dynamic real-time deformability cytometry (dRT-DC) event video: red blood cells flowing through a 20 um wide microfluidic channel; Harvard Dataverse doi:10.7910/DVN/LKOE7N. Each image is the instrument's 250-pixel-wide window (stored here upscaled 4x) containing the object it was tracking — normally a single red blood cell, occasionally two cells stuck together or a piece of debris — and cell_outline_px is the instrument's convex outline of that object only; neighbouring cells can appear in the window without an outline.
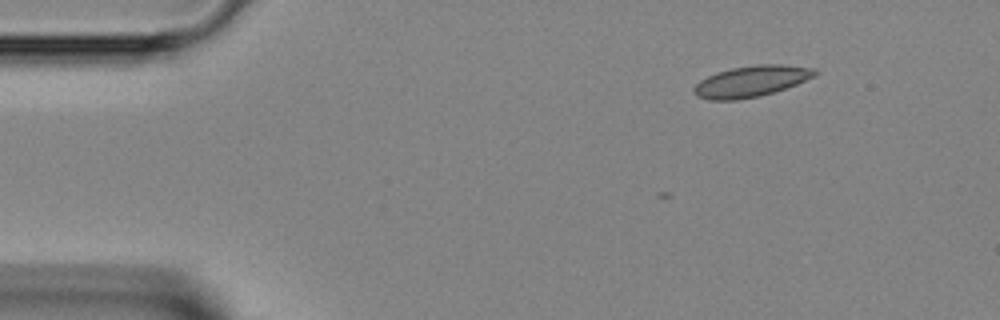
{"species": "Egyptian fruit bat (a non-hibernating species)", "species_latin": "Rousettus aegyptiacus", "temperature_condition": "room temperature", "stored_images_in_passage": 7, "camera_frame_rate_fps": 3000, "um_per_image_px": 0.085, "animal": {"sex": "female"}, "frame": {"image": 1, "passage_image": 1, "time_ms": 0.0, "image_size_px": [1000, 320], "cell_outline_px": [[820, 72], [816, 76], [796, 84], [760, 96], [736, 100], [708, 100], [696, 96], [692, 88], [700, 80], [716, 72], [732, 68], [756, 64], [780, 64], [816, 68]], "centroid_in_image_um": [63.86, 6.9], "position_along_channel_um": 21.1, "area_um2": 22.02}}